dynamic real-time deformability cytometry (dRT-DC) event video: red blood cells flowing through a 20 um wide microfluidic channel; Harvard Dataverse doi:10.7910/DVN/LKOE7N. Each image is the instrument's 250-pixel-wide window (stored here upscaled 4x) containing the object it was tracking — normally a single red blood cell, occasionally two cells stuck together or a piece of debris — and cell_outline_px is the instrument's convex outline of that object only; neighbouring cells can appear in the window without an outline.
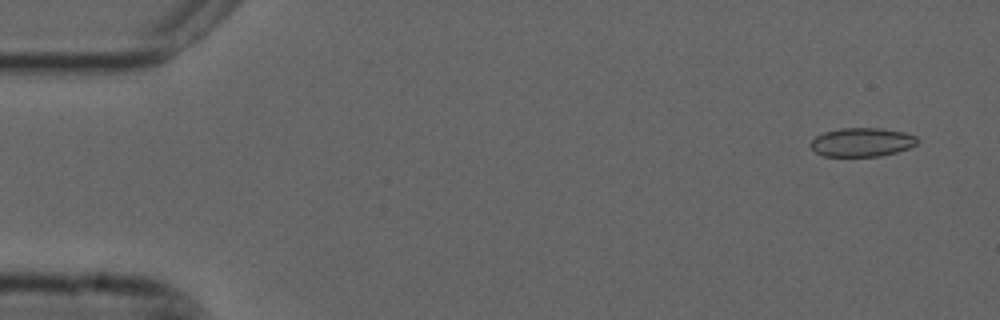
{"species": "common noctule bat (a hibernating species)", "species_latin": "Nyctalus noctula", "temperature_condition": "cold", "stored_images_in_passage": 54, "camera_frame_rate_fps": 3000, "um_per_image_px": 0.085, "animal": {"sex": "male", "forearm_length_mm": 52.5}, "frame": {"image": 1, "passage_image": 3, "time_ms": 0.667, "image_size_px": [1000, 320], "cell_outline_px": [[920, 140], [916, 144], [908, 148], [896, 152], [880, 156], [824, 156], [816, 152], [808, 144], [816, 136], [824, 132], [840, 128], [880, 128], [904, 132], [916, 136]], "centroid_in_image_um": [73.26, 12.08], "position_along_channel_um": 11.7, "area_um2": 17.92}}
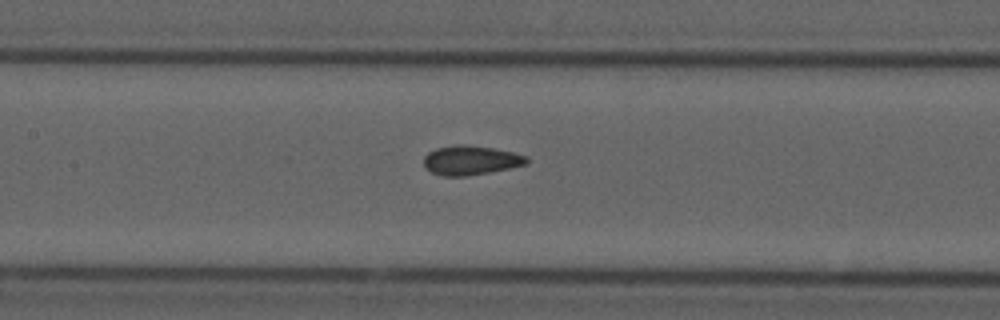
{"frame": {"image": 2, "passage_image": 25, "time_ms": 8.0, "image_size_px": [1000, 320], "cell_outline_px": [[528, 160], [524, 164], [508, 168], [488, 172], [464, 176], [444, 176], [432, 172], [424, 168], [424, 156], [428, 152], [436, 148], [456, 144], [460, 144], [492, 148], [512, 152], [524, 156]], "centroid_in_image_um": [39.93, 13.62], "position_along_channel_um": 167.5, "area_um2": 17.22}}
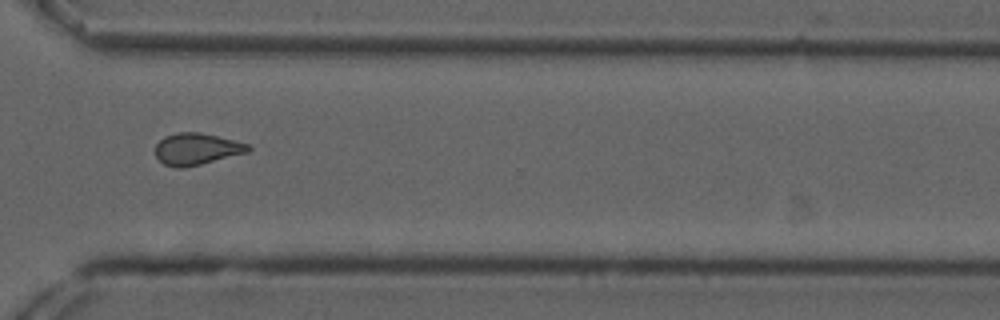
{"frame": {"image": 3, "passage_image": 40, "time_ms": 13.0, "image_size_px": [1000, 320], "cell_outline_px": [[252, 148], [248, 152], [184, 168], [176, 168], [164, 164], [156, 156], [156, 144], [164, 136], [176, 132], [200, 132], [248, 144]], "centroid_in_image_um": [16.69, 12.66], "position_along_channel_um": 353.9, "area_um2": 16.99}, "authors_computed_cell_mechanics": {"area_um2": 17.34, "velocity_mm_per_s": 3.7414, "shape_relaxation_time_tau1_ms": null, "shape_relaxation_time_tau2_ms": 2.4946, "deformation_change_tau1": null, "deformation_change_tau2": 0.0671}}